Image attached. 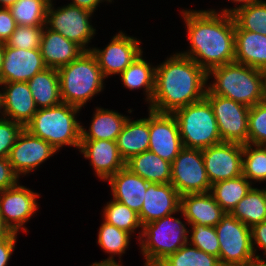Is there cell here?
Returning a JSON list of instances; mask_svg holds the SVG:
<instances>
[{"label": "cell", "mask_w": 266, "mask_h": 266, "mask_svg": "<svg viewBox=\"0 0 266 266\" xmlns=\"http://www.w3.org/2000/svg\"><path fill=\"white\" fill-rule=\"evenodd\" d=\"M187 27L190 50L181 52L207 73L235 61V22L231 14L215 10L181 11Z\"/></svg>", "instance_id": "6da1fadb"}, {"label": "cell", "mask_w": 266, "mask_h": 266, "mask_svg": "<svg viewBox=\"0 0 266 266\" xmlns=\"http://www.w3.org/2000/svg\"><path fill=\"white\" fill-rule=\"evenodd\" d=\"M208 73L180 53L167 58L155 71V88L149 109L173 113L205 98Z\"/></svg>", "instance_id": "7a4b0ae2"}, {"label": "cell", "mask_w": 266, "mask_h": 266, "mask_svg": "<svg viewBox=\"0 0 266 266\" xmlns=\"http://www.w3.org/2000/svg\"><path fill=\"white\" fill-rule=\"evenodd\" d=\"M57 72L61 101L79 109L104 89L105 78L91 51H84Z\"/></svg>", "instance_id": "3957f363"}, {"label": "cell", "mask_w": 266, "mask_h": 266, "mask_svg": "<svg viewBox=\"0 0 266 266\" xmlns=\"http://www.w3.org/2000/svg\"><path fill=\"white\" fill-rule=\"evenodd\" d=\"M213 75L214 82L208 90L212 94L225 97L252 107L262 102V74L260 69L231 62L215 67L208 72V79Z\"/></svg>", "instance_id": "277c9868"}, {"label": "cell", "mask_w": 266, "mask_h": 266, "mask_svg": "<svg viewBox=\"0 0 266 266\" xmlns=\"http://www.w3.org/2000/svg\"><path fill=\"white\" fill-rule=\"evenodd\" d=\"M79 111V108L63 102L38 109L24 128L32 135L47 141L57 151L64 145L79 149L82 125L75 118Z\"/></svg>", "instance_id": "5b68a950"}, {"label": "cell", "mask_w": 266, "mask_h": 266, "mask_svg": "<svg viewBox=\"0 0 266 266\" xmlns=\"http://www.w3.org/2000/svg\"><path fill=\"white\" fill-rule=\"evenodd\" d=\"M188 233L182 221L171 215L144 224L138 239L145 266H157L183 247L189 241Z\"/></svg>", "instance_id": "8992f818"}, {"label": "cell", "mask_w": 266, "mask_h": 266, "mask_svg": "<svg viewBox=\"0 0 266 266\" xmlns=\"http://www.w3.org/2000/svg\"><path fill=\"white\" fill-rule=\"evenodd\" d=\"M173 115L183 147L202 150L222 142L212 106L206 98L177 109Z\"/></svg>", "instance_id": "52a82bcc"}, {"label": "cell", "mask_w": 266, "mask_h": 266, "mask_svg": "<svg viewBox=\"0 0 266 266\" xmlns=\"http://www.w3.org/2000/svg\"><path fill=\"white\" fill-rule=\"evenodd\" d=\"M221 266H240L255 256L252 248L251 228L226 213L215 226Z\"/></svg>", "instance_id": "ba28073f"}, {"label": "cell", "mask_w": 266, "mask_h": 266, "mask_svg": "<svg viewBox=\"0 0 266 266\" xmlns=\"http://www.w3.org/2000/svg\"><path fill=\"white\" fill-rule=\"evenodd\" d=\"M92 12L71 4L62 6L55 10L52 0L49 3L45 26L57 33H60L66 39L79 45L84 51H90L86 48L93 38L96 29L90 25L89 18Z\"/></svg>", "instance_id": "9c48e42d"}, {"label": "cell", "mask_w": 266, "mask_h": 266, "mask_svg": "<svg viewBox=\"0 0 266 266\" xmlns=\"http://www.w3.org/2000/svg\"><path fill=\"white\" fill-rule=\"evenodd\" d=\"M170 183L180 195L210 192L201 149L183 147L171 163Z\"/></svg>", "instance_id": "30bf717a"}, {"label": "cell", "mask_w": 266, "mask_h": 266, "mask_svg": "<svg viewBox=\"0 0 266 266\" xmlns=\"http://www.w3.org/2000/svg\"><path fill=\"white\" fill-rule=\"evenodd\" d=\"M205 98L212 106L222 142L247 144L250 107L212 94L208 89Z\"/></svg>", "instance_id": "8fae6325"}, {"label": "cell", "mask_w": 266, "mask_h": 266, "mask_svg": "<svg viewBox=\"0 0 266 266\" xmlns=\"http://www.w3.org/2000/svg\"><path fill=\"white\" fill-rule=\"evenodd\" d=\"M204 166L212 184L242 175L243 145L220 142L202 149Z\"/></svg>", "instance_id": "7c38bea8"}, {"label": "cell", "mask_w": 266, "mask_h": 266, "mask_svg": "<svg viewBox=\"0 0 266 266\" xmlns=\"http://www.w3.org/2000/svg\"><path fill=\"white\" fill-rule=\"evenodd\" d=\"M40 195L19 185L0 191V215L4 225L18 233L19 229L27 231L24 224L37 211L36 197ZM24 226V227H23Z\"/></svg>", "instance_id": "4fadbf2b"}, {"label": "cell", "mask_w": 266, "mask_h": 266, "mask_svg": "<svg viewBox=\"0 0 266 266\" xmlns=\"http://www.w3.org/2000/svg\"><path fill=\"white\" fill-rule=\"evenodd\" d=\"M149 151L172 163L183 148L179 127L173 113L149 109Z\"/></svg>", "instance_id": "5bb4252c"}, {"label": "cell", "mask_w": 266, "mask_h": 266, "mask_svg": "<svg viewBox=\"0 0 266 266\" xmlns=\"http://www.w3.org/2000/svg\"><path fill=\"white\" fill-rule=\"evenodd\" d=\"M103 50L92 48L98 66L104 78L121 74L143 51L135 37H129L122 31L116 34Z\"/></svg>", "instance_id": "9a60e30c"}, {"label": "cell", "mask_w": 266, "mask_h": 266, "mask_svg": "<svg viewBox=\"0 0 266 266\" xmlns=\"http://www.w3.org/2000/svg\"><path fill=\"white\" fill-rule=\"evenodd\" d=\"M56 152L57 150L47 141L32 135L24 128L12 146L8 159L14 172L19 176L34 171Z\"/></svg>", "instance_id": "2e32d148"}, {"label": "cell", "mask_w": 266, "mask_h": 266, "mask_svg": "<svg viewBox=\"0 0 266 266\" xmlns=\"http://www.w3.org/2000/svg\"><path fill=\"white\" fill-rule=\"evenodd\" d=\"M46 68L40 48L28 50L5 44L0 83L28 82L35 74Z\"/></svg>", "instance_id": "e0dca14e"}, {"label": "cell", "mask_w": 266, "mask_h": 266, "mask_svg": "<svg viewBox=\"0 0 266 266\" xmlns=\"http://www.w3.org/2000/svg\"><path fill=\"white\" fill-rule=\"evenodd\" d=\"M181 195L171 183H149L140 213L141 225L181 212Z\"/></svg>", "instance_id": "ac0fdd59"}, {"label": "cell", "mask_w": 266, "mask_h": 266, "mask_svg": "<svg viewBox=\"0 0 266 266\" xmlns=\"http://www.w3.org/2000/svg\"><path fill=\"white\" fill-rule=\"evenodd\" d=\"M79 149L84 158L90 159L93 170L104 181L125 167V161L119 154L116 141L81 140Z\"/></svg>", "instance_id": "d6986e66"}, {"label": "cell", "mask_w": 266, "mask_h": 266, "mask_svg": "<svg viewBox=\"0 0 266 266\" xmlns=\"http://www.w3.org/2000/svg\"><path fill=\"white\" fill-rule=\"evenodd\" d=\"M0 85H4L2 111L5 113V118L25 127L38 110L28 83L20 81L0 83Z\"/></svg>", "instance_id": "ffe728a7"}, {"label": "cell", "mask_w": 266, "mask_h": 266, "mask_svg": "<svg viewBox=\"0 0 266 266\" xmlns=\"http://www.w3.org/2000/svg\"><path fill=\"white\" fill-rule=\"evenodd\" d=\"M181 214L188 224L215 227L226 212L210 192L181 195Z\"/></svg>", "instance_id": "44dd1931"}, {"label": "cell", "mask_w": 266, "mask_h": 266, "mask_svg": "<svg viewBox=\"0 0 266 266\" xmlns=\"http://www.w3.org/2000/svg\"><path fill=\"white\" fill-rule=\"evenodd\" d=\"M107 181L111 186L113 199L139 214L149 182L127 167L113 174Z\"/></svg>", "instance_id": "7402d4cb"}, {"label": "cell", "mask_w": 266, "mask_h": 266, "mask_svg": "<svg viewBox=\"0 0 266 266\" xmlns=\"http://www.w3.org/2000/svg\"><path fill=\"white\" fill-rule=\"evenodd\" d=\"M40 51L47 68L57 70L77 59L84 52L79 45L46 26L41 36Z\"/></svg>", "instance_id": "603a6c76"}, {"label": "cell", "mask_w": 266, "mask_h": 266, "mask_svg": "<svg viewBox=\"0 0 266 266\" xmlns=\"http://www.w3.org/2000/svg\"><path fill=\"white\" fill-rule=\"evenodd\" d=\"M235 62L260 70L266 68V35L235 30Z\"/></svg>", "instance_id": "cb8c5ba5"}, {"label": "cell", "mask_w": 266, "mask_h": 266, "mask_svg": "<svg viewBox=\"0 0 266 266\" xmlns=\"http://www.w3.org/2000/svg\"><path fill=\"white\" fill-rule=\"evenodd\" d=\"M149 117L133 120L128 117L116 140L120 156L126 162L149 149Z\"/></svg>", "instance_id": "d4e9b609"}, {"label": "cell", "mask_w": 266, "mask_h": 266, "mask_svg": "<svg viewBox=\"0 0 266 266\" xmlns=\"http://www.w3.org/2000/svg\"><path fill=\"white\" fill-rule=\"evenodd\" d=\"M125 167L149 183L166 184L171 180V163L149 150L132 156Z\"/></svg>", "instance_id": "484cf974"}, {"label": "cell", "mask_w": 266, "mask_h": 266, "mask_svg": "<svg viewBox=\"0 0 266 266\" xmlns=\"http://www.w3.org/2000/svg\"><path fill=\"white\" fill-rule=\"evenodd\" d=\"M128 117L103 108H97L89 131L81 126V140L116 141Z\"/></svg>", "instance_id": "4316f807"}, {"label": "cell", "mask_w": 266, "mask_h": 266, "mask_svg": "<svg viewBox=\"0 0 266 266\" xmlns=\"http://www.w3.org/2000/svg\"><path fill=\"white\" fill-rule=\"evenodd\" d=\"M27 83L37 109L49 108L62 102L57 69L46 68L35 74Z\"/></svg>", "instance_id": "83f0119b"}, {"label": "cell", "mask_w": 266, "mask_h": 266, "mask_svg": "<svg viewBox=\"0 0 266 266\" xmlns=\"http://www.w3.org/2000/svg\"><path fill=\"white\" fill-rule=\"evenodd\" d=\"M230 214L250 228L266 221L265 188L252 187Z\"/></svg>", "instance_id": "f1b7e54d"}, {"label": "cell", "mask_w": 266, "mask_h": 266, "mask_svg": "<svg viewBox=\"0 0 266 266\" xmlns=\"http://www.w3.org/2000/svg\"><path fill=\"white\" fill-rule=\"evenodd\" d=\"M156 66L142 58V53L119 75L126 88H144L147 95L146 101L150 104L155 88Z\"/></svg>", "instance_id": "f546056e"}, {"label": "cell", "mask_w": 266, "mask_h": 266, "mask_svg": "<svg viewBox=\"0 0 266 266\" xmlns=\"http://www.w3.org/2000/svg\"><path fill=\"white\" fill-rule=\"evenodd\" d=\"M251 188L252 183L245 176L240 175L212 184L210 193L220 207L226 213H230Z\"/></svg>", "instance_id": "4dcf8cb0"}, {"label": "cell", "mask_w": 266, "mask_h": 266, "mask_svg": "<svg viewBox=\"0 0 266 266\" xmlns=\"http://www.w3.org/2000/svg\"><path fill=\"white\" fill-rule=\"evenodd\" d=\"M51 0H18L9 10L17 25L45 26Z\"/></svg>", "instance_id": "1f68e13d"}, {"label": "cell", "mask_w": 266, "mask_h": 266, "mask_svg": "<svg viewBox=\"0 0 266 266\" xmlns=\"http://www.w3.org/2000/svg\"><path fill=\"white\" fill-rule=\"evenodd\" d=\"M235 30H246L266 35V2L259 0L236 9L232 14Z\"/></svg>", "instance_id": "d6a6232c"}, {"label": "cell", "mask_w": 266, "mask_h": 266, "mask_svg": "<svg viewBox=\"0 0 266 266\" xmlns=\"http://www.w3.org/2000/svg\"><path fill=\"white\" fill-rule=\"evenodd\" d=\"M190 246V247H189ZM157 266H221L219 258L186 243Z\"/></svg>", "instance_id": "836d02e7"}, {"label": "cell", "mask_w": 266, "mask_h": 266, "mask_svg": "<svg viewBox=\"0 0 266 266\" xmlns=\"http://www.w3.org/2000/svg\"><path fill=\"white\" fill-rule=\"evenodd\" d=\"M104 221L110 225H113L119 229H122L130 234L134 233V230L142 225L138 216L134 210H131L125 204H122L116 200H110L103 209Z\"/></svg>", "instance_id": "e575fe53"}, {"label": "cell", "mask_w": 266, "mask_h": 266, "mask_svg": "<svg viewBox=\"0 0 266 266\" xmlns=\"http://www.w3.org/2000/svg\"><path fill=\"white\" fill-rule=\"evenodd\" d=\"M252 146H255L253 148ZM242 175L251 183L253 181H266V146L243 145Z\"/></svg>", "instance_id": "d590c367"}, {"label": "cell", "mask_w": 266, "mask_h": 266, "mask_svg": "<svg viewBox=\"0 0 266 266\" xmlns=\"http://www.w3.org/2000/svg\"><path fill=\"white\" fill-rule=\"evenodd\" d=\"M98 244L105 252L113 255L125 253L128 248L131 234L113 225L103 222L98 232Z\"/></svg>", "instance_id": "8d00e7d4"}, {"label": "cell", "mask_w": 266, "mask_h": 266, "mask_svg": "<svg viewBox=\"0 0 266 266\" xmlns=\"http://www.w3.org/2000/svg\"><path fill=\"white\" fill-rule=\"evenodd\" d=\"M191 225V235L189 245L197 247L199 250L219 258L220 246L215 227L189 224Z\"/></svg>", "instance_id": "74e56055"}, {"label": "cell", "mask_w": 266, "mask_h": 266, "mask_svg": "<svg viewBox=\"0 0 266 266\" xmlns=\"http://www.w3.org/2000/svg\"><path fill=\"white\" fill-rule=\"evenodd\" d=\"M248 143L266 146V103H257L249 109Z\"/></svg>", "instance_id": "f35d334b"}, {"label": "cell", "mask_w": 266, "mask_h": 266, "mask_svg": "<svg viewBox=\"0 0 266 266\" xmlns=\"http://www.w3.org/2000/svg\"><path fill=\"white\" fill-rule=\"evenodd\" d=\"M43 30L44 26L17 25L5 44L10 47L28 50L40 48Z\"/></svg>", "instance_id": "ab89813d"}, {"label": "cell", "mask_w": 266, "mask_h": 266, "mask_svg": "<svg viewBox=\"0 0 266 266\" xmlns=\"http://www.w3.org/2000/svg\"><path fill=\"white\" fill-rule=\"evenodd\" d=\"M23 129L21 124L11 119L0 120V158H8L12 146Z\"/></svg>", "instance_id": "60d3db41"}, {"label": "cell", "mask_w": 266, "mask_h": 266, "mask_svg": "<svg viewBox=\"0 0 266 266\" xmlns=\"http://www.w3.org/2000/svg\"><path fill=\"white\" fill-rule=\"evenodd\" d=\"M19 177L13 170L8 158H0V191L18 183Z\"/></svg>", "instance_id": "b9f144b4"}, {"label": "cell", "mask_w": 266, "mask_h": 266, "mask_svg": "<svg viewBox=\"0 0 266 266\" xmlns=\"http://www.w3.org/2000/svg\"><path fill=\"white\" fill-rule=\"evenodd\" d=\"M17 24L9 8L0 7V42L6 43Z\"/></svg>", "instance_id": "7bdbcfd3"}, {"label": "cell", "mask_w": 266, "mask_h": 266, "mask_svg": "<svg viewBox=\"0 0 266 266\" xmlns=\"http://www.w3.org/2000/svg\"><path fill=\"white\" fill-rule=\"evenodd\" d=\"M16 239L17 233L11 232L5 239L0 241V266H7L15 249Z\"/></svg>", "instance_id": "ee69618b"}, {"label": "cell", "mask_w": 266, "mask_h": 266, "mask_svg": "<svg viewBox=\"0 0 266 266\" xmlns=\"http://www.w3.org/2000/svg\"><path fill=\"white\" fill-rule=\"evenodd\" d=\"M251 237L252 248L255 256H257V249H255L256 244L258 245L257 247L262 248L264 250L263 255L266 256V221L256 224L251 228Z\"/></svg>", "instance_id": "f6af8a7d"}, {"label": "cell", "mask_w": 266, "mask_h": 266, "mask_svg": "<svg viewBox=\"0 0 266 266\" xmlns=\"http://www.w3.org/2000/svg\"><path fill=\"white\" fill-rule=\"evenodd\" d=\"M102 1L112 2V0H73V2H71L70 4L89 10L93 13L99 3H101Z\"/></svg>", "instance_id": "bcb514c9"}, {"label": "cell", "mask_w": 266, "mask_h": 266, "mask_svg": "<svg viewBox=\"0 0 266 266\" xmlns=\"http://www.w3.org/2000/svg\"><path fill=\"white\" fill-rule=\"evenodd\" d=\"M233 2H236V3H242L240 4L238 7H235V8H230V9H223L220 13H225V14H232L236 9L238 8H241V7H245V6H248L254 2H257L259 0H231Z\"/></svg>", "instance_id": "7dc6e473"}, {"label": "cell", "mask_w": 266, "mask_h": 266, "mask_svg": "<svg viewBox=\"0 0 266 266\" xmlns=\"http://www.w3.org/2000/svg\"><path fill=\"white\" fill-rule=\"evenodd\" d=\"M240 266H266V260L262 259L259 255H257Z\"/></svg>", "instance_id": "c3c4849f"}, {"label": "cell", "mask_w": 266, "mask_h": 266, "mask_svg": "<svg viewBox=\"0 0 266 266\" xmlns=\"http://www.w3.org/2000/svg\"><path fill=\"white\" fill-rule=\"evenodd\" d=\"M114 256H109V258L101 261V262H94L90 266H122L121 264L117 263L114 259Z\"/></svg>", "instance_id": "681fc988"}, {"label": "cell", "mask_w": 266, "mask_h": 266, "mask_svg": "<svg viewBox=\"0 0 266 266\" xmlns=\"http://www.w3.org/2000/svg\"><path fill=\"white\" fill-rule=\"evenodd\" d=\"M262 74V102L266 103V68L261 70Z\"/></svg>", "instance_id": "f907efd6"}, {"label": "cell", "mask_w": 266, "mask_h": 266, "mask_svg": "<svg viewBox=\"0 0 266 266\" xmlns=\"http://www.w3.org/2000/svg\"><path fill=\"white\" fill-rule=\"evenodd\" d=\"M11 231L4 225L1 215H0V241L5 239Z\"/></svg>", "instance_id": "816d5d0a"}, {"label": "cell", "mask_w": 266, "mask_h": 266, "mask_svg": "<svg viewBox=\"0 0 266 266\" xmlns=\"http://www.w3.org/2000/svg\"><path fill=\"white\" fill-rule=\"evenodd\" d=\"M4 53H5V43L0 42V75L3 66Z\"/></svg>", "instance_id": "f5cc1de1"}, {"label": "cell", "mask_w": 266, "mask_h": 266, "mask_svg": "<svg viewBox=\"0 0 266 266\" xmlns=\"http://www.w3.org/2000/svg\"><path fill=\"white\" fill-rule=\"evenodd\" d=\"M18 0H0V7L9 8L14 5Z\"/></svg>", "instance_id": "db71d44e"}, {"label": "cell", "mask_w": 266, "mask_h": 266, "mask_svg": "<svg viewBox=\"0 0 266 266\" xmlns=\"http://www.w3.org/2000/svg\"><path fill=\"white\" fill-rule=\"evenodd\" d=\"M2 109H4V104H3V94H2V92L0 91V113H1V115L3 116H1V118H0V120L1 119H3V118H5L4 116H5V113H4V111L2 112L1 110Z\"/></svg>", "instance_id": "11a10c76"}]
</instances>
